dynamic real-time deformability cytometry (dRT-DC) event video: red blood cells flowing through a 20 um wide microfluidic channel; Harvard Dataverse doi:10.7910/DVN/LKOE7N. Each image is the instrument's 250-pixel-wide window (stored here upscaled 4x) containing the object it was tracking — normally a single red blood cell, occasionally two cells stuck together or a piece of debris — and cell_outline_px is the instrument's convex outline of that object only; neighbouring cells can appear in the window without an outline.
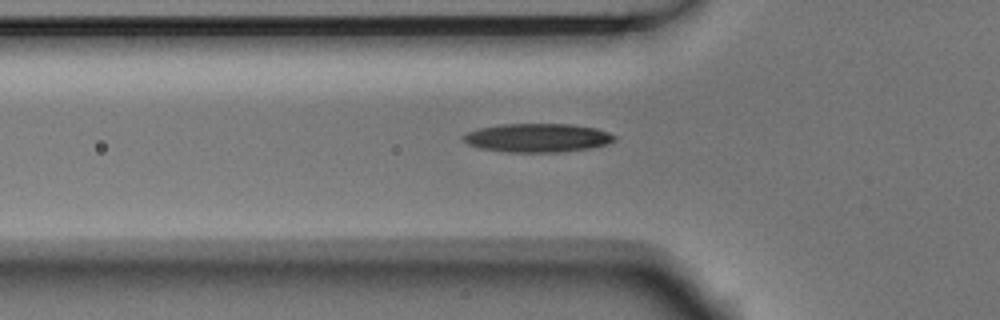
{"species": "Egyptian fruit bat (a non-hibernating species)", "species_latin": "Rousettus aegyptiacus", "temperature_condition": "room temperature", "stored_images_in_passage": 3, "camera_frame_rate_fps": 3000, "um_per_image_px": 0.085, "animal": {"sex": "male"}, "frame": {"image": 1, "passage_image": 2, "time_ms": 0.333, "image_size_px": [1000, 320], "cell_outline_px": [[616, 140], [604, 144], [588, 148], [556, 152], [504, 152], [480, 148], [468, 144], [460, 136], [468, 132], [480, 128], [504, 124], [568, 124], [596, 128], [608, 132], [616, 136]], "centroid_in_image_um": [45.66, 11.71], "position_along_channel_um": 80.1, "area_um2": 25.03}}
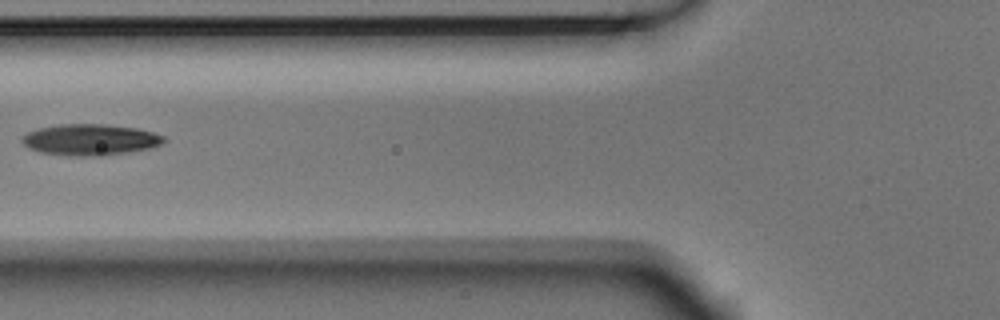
{"frame": {"image": 2, "passage_image": 3, "time_ms": 0.667, "image_size_px": [1000, 320], "cell_outline_px": [[168, 140], [160, 144], [148, 148], [128, 152], [100, 156], [68, 156], [40, 152], [28, 148], [20, 140], [28, 132], [40, 128], [60, 124], [104, 124], [136, 128], [152, 132], [164, 136]], "centroid_in_image_um": [7.66, 11.88], "position_along_channel_um": 118.1, "area_um2": 25.72}}